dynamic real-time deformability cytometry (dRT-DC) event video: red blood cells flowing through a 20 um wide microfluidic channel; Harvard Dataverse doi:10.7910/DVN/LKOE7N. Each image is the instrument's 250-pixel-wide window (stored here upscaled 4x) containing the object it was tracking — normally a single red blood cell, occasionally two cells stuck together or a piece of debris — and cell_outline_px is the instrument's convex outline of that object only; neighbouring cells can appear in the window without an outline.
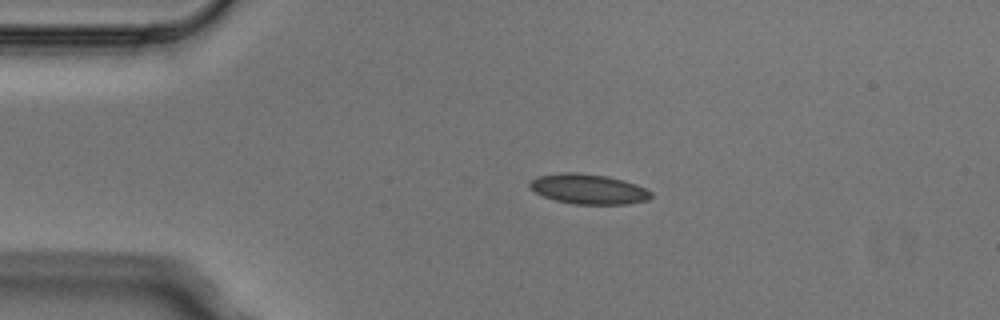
{"species": "Egyptian fruit bat (a non-hibernating species)", "species_latin": "Rousettus aegyptiacus", "temperature_condition": "cold", "stored_images_in_passage": 2, "camera_frame_rate_fps": 3000, "um_per_image_px": 0.085, "animal": {"sex": "male"}, "frame": {"image": 1, "passage_image": 1, "time_ms": 0.0, "image_size_px": [1000, 320], "cell_outline_px": [[652, 196], [648, 200], [628, 204], [576, 204], [556, 200], [544, 196], [528, 188], [528, 184], [536, 176], [560, 172], [576, 172], [608, 176], [624, 180], [636, 184], [652, 192]], "centroid_in_image_um": [50.01, 16.06], "position_along_channel_um": 35.0, "area_um2": 21.33}}